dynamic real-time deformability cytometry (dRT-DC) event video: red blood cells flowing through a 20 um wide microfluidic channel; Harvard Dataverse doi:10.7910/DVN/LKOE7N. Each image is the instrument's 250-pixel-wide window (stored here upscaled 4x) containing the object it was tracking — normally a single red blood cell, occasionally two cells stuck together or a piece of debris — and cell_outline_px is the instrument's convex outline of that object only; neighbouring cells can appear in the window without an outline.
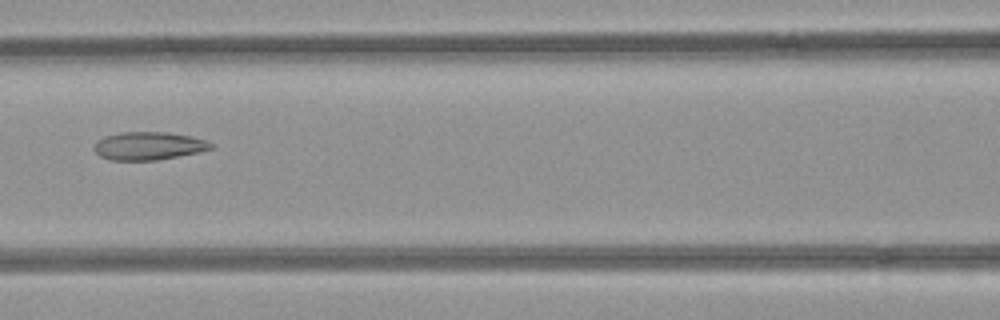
{"species": "common noctule bat (a hibernating species)", "species_latin": "Nyctalus noctula", "temperature_condition": "room temperature", "stored_images_in_passage": 7, "camera_frame_rate_fps": 3000, "um_per_image_px": 0.085, "animal": {"sex": "female", "body_mass_g": 21.9}, "frame": {"image": 1, "passage_image": 6, "time_ms": 1.667, "image_size_px": [1000, 320], "cell_outline_px": [[216, 144], [212, 148], [196, 152], [156, 160], [112, 160], [100, 156], [92, 148], [96, 140], [104, 136], [120, 132], [168, 132], [208, 140]], "centroid_in_image_um": [12.6, 12.39], "position_along_channel_um": 154.0, "area_um2": 19.07}}
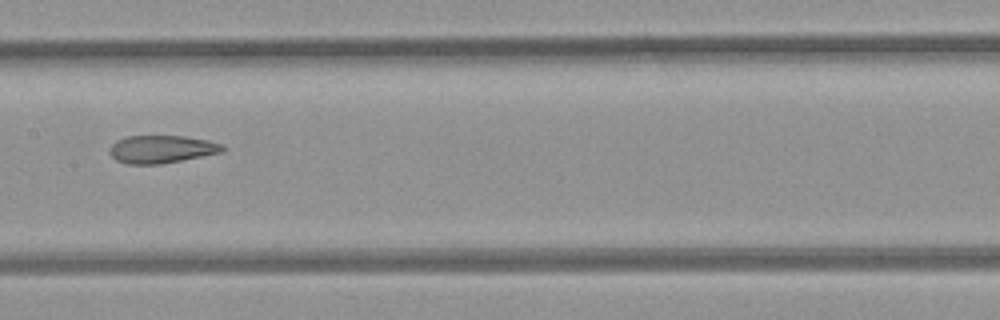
{"frame": {"image": 2, "passage_image": 7, "time_ms": 2.0, "image_size_px": [1000, 320], "cell_outline_px": [[224, 148], [220, 152], [160, 164], [128, 164], [116, 160], [108, 152], [108, 148], [116, 140], [128, 136], [184, 136], [208, 140], [220, 144]], "centroid_in_image_um": [13.65, 12.67], "position_along_channel_um": 193.8, "area_um2": 18.03}}